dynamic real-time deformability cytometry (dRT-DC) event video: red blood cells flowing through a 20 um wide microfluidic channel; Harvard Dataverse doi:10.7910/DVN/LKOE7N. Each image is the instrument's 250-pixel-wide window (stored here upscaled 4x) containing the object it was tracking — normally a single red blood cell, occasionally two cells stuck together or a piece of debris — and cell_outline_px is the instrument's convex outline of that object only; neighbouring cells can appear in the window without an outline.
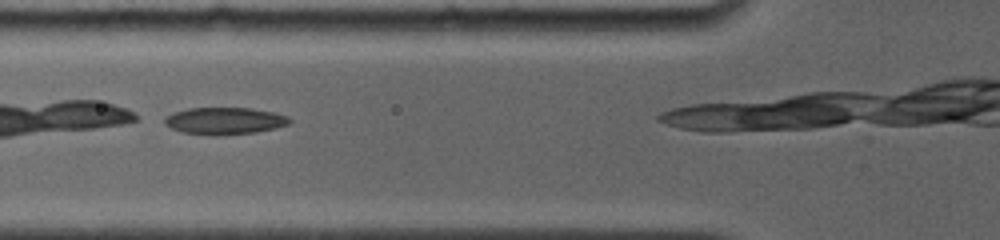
{"species": "common noctule bat (a hibernating species)", "species_latin": "Nyctalus noctula", "temperature_condition": "room temperature", "stored_images_in_passage": 17, "camera_frame_rate_fps": 4000, "um_per_image_px": 0.085, "animal": {"sex": "female", "body_mass_g": 19.0, "forearm_length_mm": 56.7}, "frame": {"image": 1, "passage_image": 3, "time_ms": 1.0, "image_size_px": [1000, 240], "cell_outline_px": [[292, 120], [288, 124], [276, 128], [256, 132], [216, 136], [180, 132], [164, 124], [164, 116], [172, 112], [188, 108], [252, 108], [272, 112], [288, 116]], "centroid_in_image_um": [19.06, 10.27], "position_along_channel_um": 106.7, "area_um2": 19.88}}